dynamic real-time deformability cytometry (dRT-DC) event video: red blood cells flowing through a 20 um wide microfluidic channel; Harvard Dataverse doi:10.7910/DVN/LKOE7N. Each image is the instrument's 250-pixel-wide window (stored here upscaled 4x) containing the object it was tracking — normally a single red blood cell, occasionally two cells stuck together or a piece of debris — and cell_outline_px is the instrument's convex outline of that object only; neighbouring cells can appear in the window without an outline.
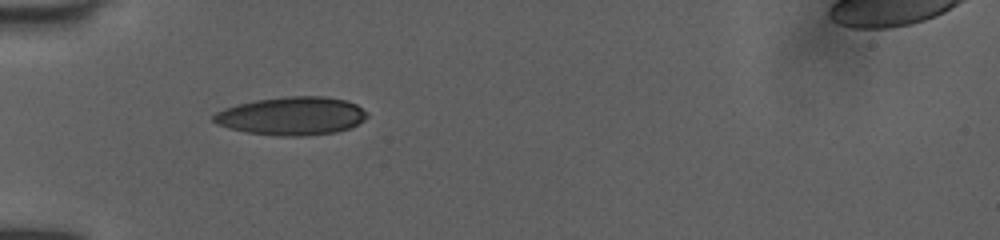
{"species": "human", "species_latin": "Homo sapiens", "temperature_condition": "room temperature", "stored_images_in_passage": 35, "camera_frame_rate_fps": 3000, "um_per_image_px": 0.085, "donor": {"sex": "female"}, "frame": {"image": 1, "passage_image": 1, "time_ms": 0.0, "image_size_px": [1000, 240], "cell_outline_px": [[368, 116], [364, 120], [352, 128], [336, 132], [304, 136], [276, 136], [244, 132], [228, 128], [216, 124], [212, 120], [212, 116], [216, 112], [224, 108], [256, 100], [288, 96], [328, 96], [348, 100], [356, 104], [368, 112]], "centroid_in_image_um": [24.83, 9.86], "position_along_channel_um": 60.2, "area_um2": 34.62}}
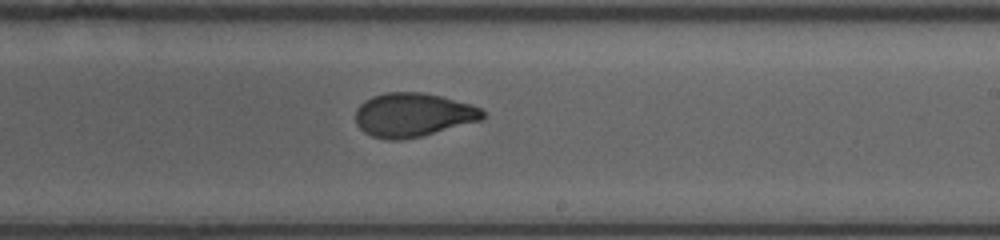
{"frame": {"image": 2, "passage_image": 16, "time_ms": 5.0, "image_size_px": [1000, 240], "cell_outline_px": [[488, 112], [484, 120], [420, 136], [400, 140], [388, 140], [372, 136], [364, 132], [356, 124], [356, 108], [364, 100], [372, 96], [384, 92], [424, 92], [472, 104]], "centroid_in_image_um": [35.13, 9.76], "position_along_channel_um": 253.9, "area_um2": 32.83}}
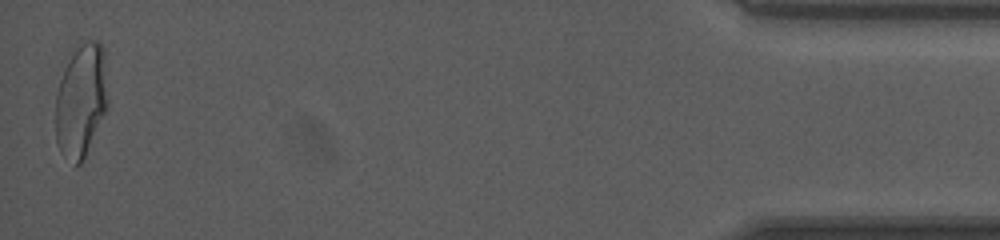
{"frame": {"image": 3, "passage_image": 35, "time_ms": 11.333, "image_size_px": [1000, 240], "cell_outline_px": [[108, 108], [80, 164], [76, 164], [60, 152], [56, 144], [56, 96], [60, 80], [64, 68], [76, 40], [100, 40], [104, 48], [108, 104]], "centroid_in_image_um": [6.9, 8.42], "position_along_channel_um": 428.3, "area_um2": 35.03}, "authors_computed_cell_mechanics": {"area_um2": 32.657, "velocity_mm_per_s": 4.0245, "shape_relaxation_time_tau1_ms": 5.5335, "shape_relaxation_time_tau2_ms": 1.0753, "deformation_change_tau1": 0.1822, "deformation_change_tau2": 0.0587}}